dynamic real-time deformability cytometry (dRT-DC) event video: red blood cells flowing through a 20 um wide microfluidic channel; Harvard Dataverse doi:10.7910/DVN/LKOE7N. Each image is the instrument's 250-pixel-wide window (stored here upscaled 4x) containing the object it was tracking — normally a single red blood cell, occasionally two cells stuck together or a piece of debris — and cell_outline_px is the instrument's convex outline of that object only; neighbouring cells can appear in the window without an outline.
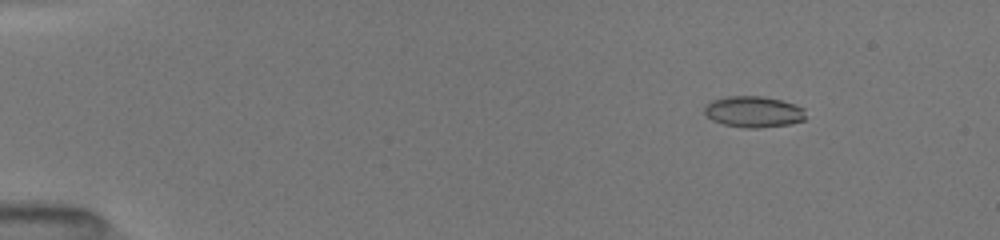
{"species": "common noctule bat (a hibernating species)", "species_latin": "Nyctalus noctula", "temperature_condition": "room temperature", "stored_images_in_passage": 52, "camera_frame_rate_fps": 3000, "um_per_image_px": 0.085, "animal": {"sex": "female", "body_mass_g": 19.5, "forearm_length_mm": 54.1}, "frame": {"image": 1, "passage_image": 7, "time_ms": 2.0, "image_size_px": [1000, 240], "cell_outline_px": [[804, 120], [788, 124], [756, 128], [744, 128], [724, 124], [712, 120], [704, 112], [704, 108], [712, 100], [728, 96], [760, 96], [780, 100], [804, 108]], "centroid_in_image_um": [64.03, 9.5], "position_along_channel_um": 21.0, "area_um2": 18.09}}
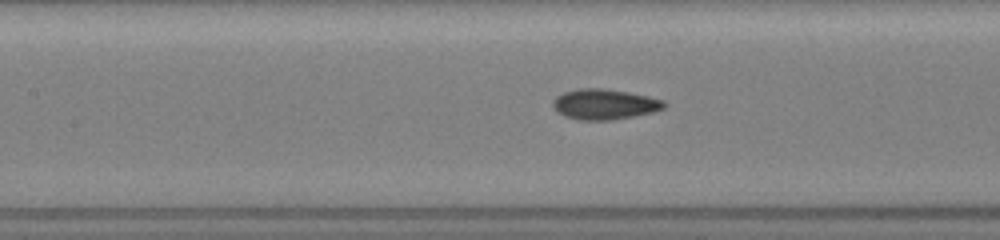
{"frame": {"image": 2, "passage_image": 25, "time_ms": 8.0, "image_size_px": [1000, 240], "cell_outline_px": [[668, 104], [664, 108], [652, 112], [612, 120], [580, 120], [564, 116], [556, 112], [552, 104], [552, 100], [556, 96], [564, 92], [580, 88], [604, 88], [628, 92], [648, 96], [664, 100]], "centroid_in_image_um": [51.36, 8.86], "position_along_channel_um": 156.0, "area_um2": 19.83}}
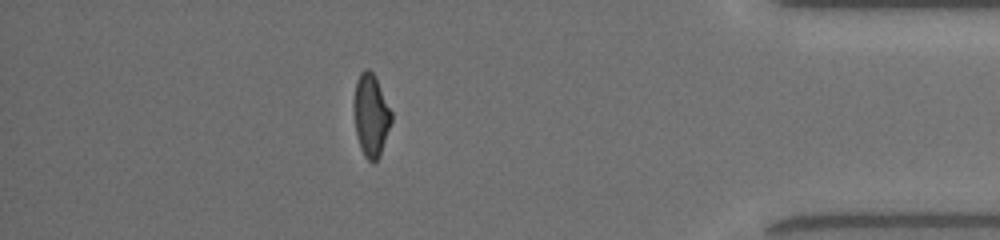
{"frame": {"image": 3, "passage_image": 46, "time_ms": 15.0, "image_size_px": [1000, 240], "cell_outline_px": [[392, 120], [380, 156], [372, 164], [364, 156], [360, 148], [356, 132], [352, 104], [356, 80], [360, 72], [364, 68], [368, 68], [376, 76], [392, 112]], "centroid_in_image_um": [31.52, 9.77], "position_along_channel_um": 403.7, "area_um2": 18.44}, "authors_computed_cell_mechanics": {"area_um2": 18.4093, "velocity_mm_per_s": 4.0354, "shape_relaxation_time_tau1_ms": 5.049, "shape_relaxation_time_tau2_ms": 1.5419, "deformation_change_tau1": 0.1411, "deformation_change_tau2": 0.0614}}